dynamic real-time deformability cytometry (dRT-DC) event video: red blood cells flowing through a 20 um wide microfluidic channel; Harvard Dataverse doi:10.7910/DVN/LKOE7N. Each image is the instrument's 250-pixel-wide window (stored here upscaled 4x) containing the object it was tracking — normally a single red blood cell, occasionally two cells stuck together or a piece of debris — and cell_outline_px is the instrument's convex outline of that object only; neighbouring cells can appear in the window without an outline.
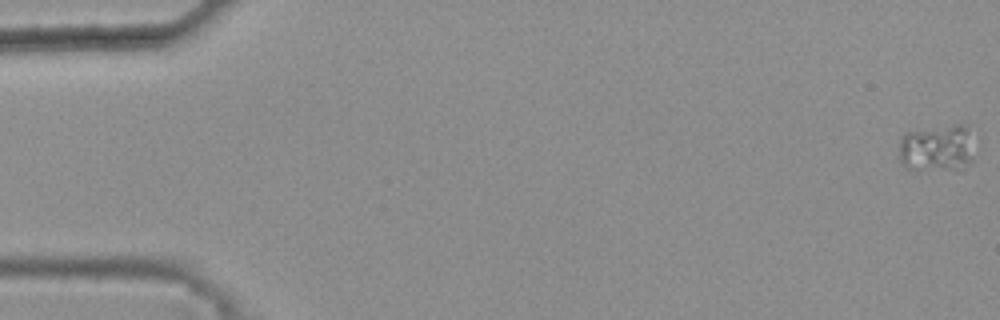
{"species": "common noctule bat (a hibernating species)", "species_latin": "Nyctalus noctula", "temperature_condition": "warm", "stored_images_in_passage": 50, "camera_frame_rate_fps": 3000, "um_per_image_px": 0.085, "animal": {"sex": "female", "body_mass_g": 25.1}, "frame": {"image": 1, "passage_image": 1, "time_ms": 0.0, "image_size_px": [1000, 320], "cell_outline_px": [[972, 160], [960, 172], [904, 168], [900, 160], [900, 140], [908, 132], [956, 124], [968, 124]], "centroid_in_image_um": [79.65, 12.64], "position_along_channel_um": 5.3, "area_um2": 20.81}}
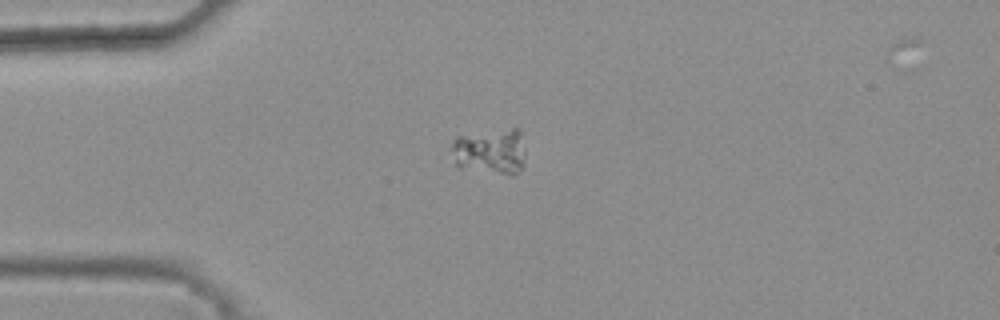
{"frame": {"image": 2, "passage_image": 15, "time_ms": 4.667, "image_size_px": [1000, 320], "cell_outline_px": [[524, 168], [512, 176], [508, 176], [460, 168], [456, 164], [452, 148], [452, 144], [460, 136], [512, 128], [520, 128], [524, 152]], "centroid_in_image_um": [41.74, 12.92], "position_along_channel_um": 43.3, "area_um2": 19.83}}
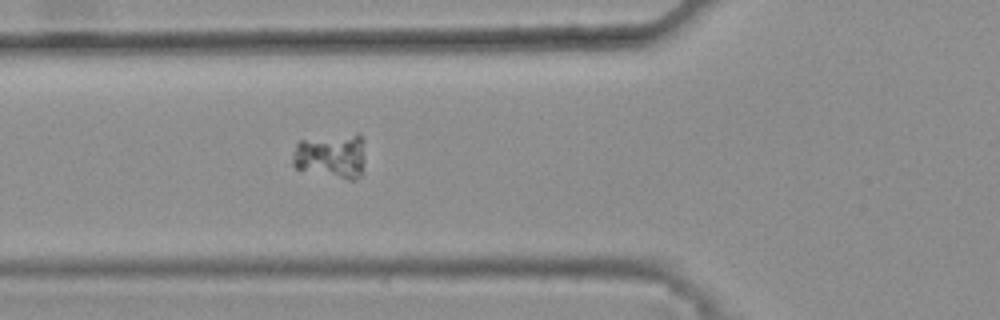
{"frame": {"image": 3, "passage_image": 21, "time_ms": 6.667, "image_size_px": [1000, 320], "cell_outline_px": [[364, 160], [360, 176], [356, 180], [348, 180], [296, 168], [292, 164], [292, 152], [296, 144], [300, 140], [356, 132], [360, 132], [364, 140]], "centroid_in_image_um": [28.18, 13.22], "position_along_channel_um": 97.6, "area_um2": 19.42}}